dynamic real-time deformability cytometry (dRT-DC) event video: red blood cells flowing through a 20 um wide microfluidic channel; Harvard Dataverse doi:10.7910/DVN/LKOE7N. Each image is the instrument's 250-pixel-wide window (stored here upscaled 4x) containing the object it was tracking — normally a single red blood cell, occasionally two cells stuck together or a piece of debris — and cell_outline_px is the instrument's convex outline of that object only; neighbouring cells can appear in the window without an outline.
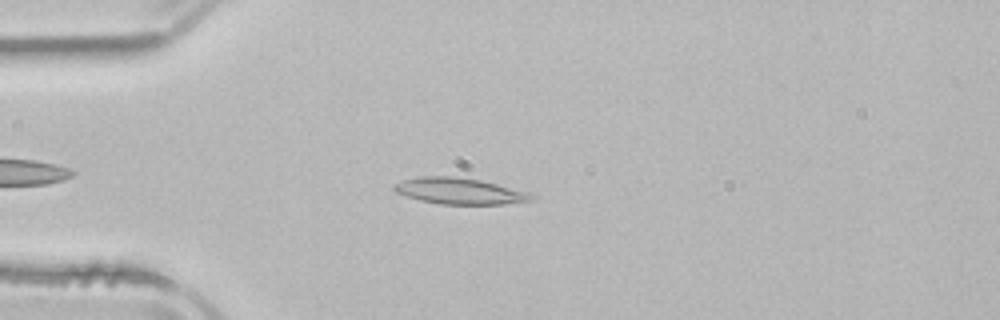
{"species": "common noctule bat (a hibernating species)", "species_latin": "Nyctalus noctula", "temperature_condition": "room temperature", "stored_images_in_passage": 3, "camera_frame_rate_fps": 3000, "um_per_image_px": 0.085, "animal": {"sex": "male", "body_mass_g": 21.5, "forearm_length_mm": 52.0}, "frame": {"image": 1, "passage_image": 3, "time_ms": 3.667, "image_size_px": [1000, 320], "cell_outline_px": [[536, 196], [532, 200], [504, 204], [444, 204], [420, 200], [396, 192], [392, 188], [392, 184], [404, 180], [420, 176], [452, 176], [480, 180], [528, 192]], "centroid_in_image_um": [39.05, 16.23], "position_along_channel_um": 46.0, "area_um2": 20.75}}